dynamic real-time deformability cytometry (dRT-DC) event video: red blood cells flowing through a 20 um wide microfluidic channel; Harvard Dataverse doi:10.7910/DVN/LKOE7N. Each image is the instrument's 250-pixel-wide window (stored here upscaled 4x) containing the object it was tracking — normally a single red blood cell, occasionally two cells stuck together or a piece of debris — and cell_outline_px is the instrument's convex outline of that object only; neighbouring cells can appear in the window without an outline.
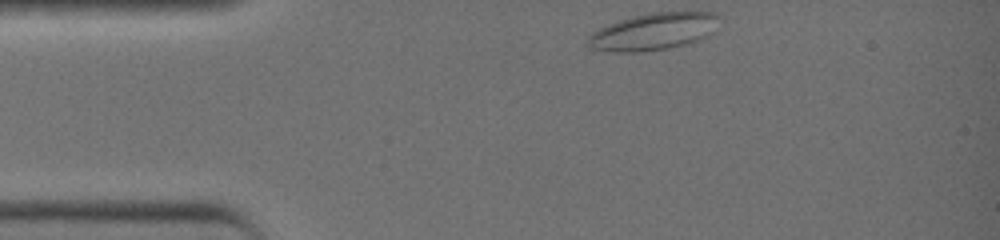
{"species": "common noctule bat (a hibernating species)", "species_latin": "Nyctalus noctula", "temperature_condition": "warm", "stored_images_in_passage": 31, "camera_frame_rate_fps": 3000, "um_per_image_px": 0.085, "animal": {"sex": "female", "body_mass_g": 19.0, "forearm_length_mm": 51.5}, "frame": {"image": 1, "passage_image": 1, "time_ms": 0.0, "image_size_px": [1000, 240], "cell_outline_px": [[716, 16], [708, 36], [684, 44], [668, 48], [636, 52], [612, 52], [592, 48], [588, 44], [588, 36], [600, 28], [620, 20], [632, 16], [652, 12], [712, 12]], "centroid_in_image_um": [55.46, 2.69], "position_along_channel_um": 29.5, "area_um2": 27.46}}
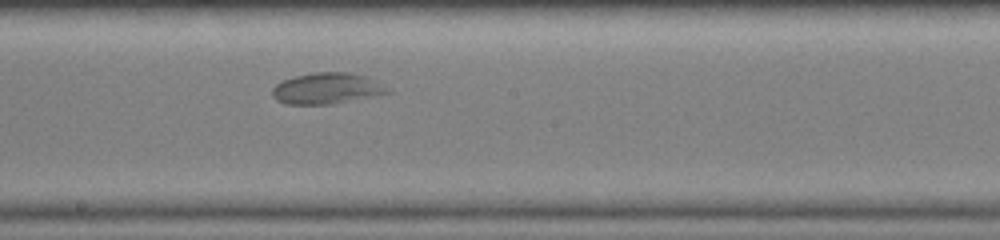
{"frame": {"image": 2, "passage_image": 17, "time_ms": 5.333, "image_size_px": [1000, 240], "cell_outline_px": [[392, 92], [372, 96], [324, 104], [288, 104], [276, 100], [272, 96], [272, 88], [280, 80], [292, 76], [316, 72], [348, 72], [368, 76], [392, 88]], "centroid_in_image_um": [27.78, 7.49], "position_along_channel_um": 220.4, "area_um2": 20.98}}
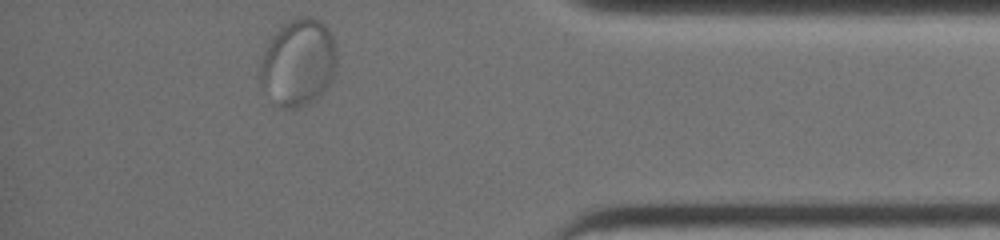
{"frame": {"image": 3, "passage_image": 31, "time_ms": 10.0, "image_size_px": [1000, 240], "cell_outline_px": [[336, 68], [332, 80], [316, 96], [300, 104], [280, 104], [260, 80], [260, 64], [264, 52], [272, 36], [288, 20], [296, 16], [308, 16], [320, 20], [328, 28], [336, 44]], "centroid_in_image_um": [25.4, 5.16], "position_along_channel_um": 409.8, "area_um2": 37.28}}